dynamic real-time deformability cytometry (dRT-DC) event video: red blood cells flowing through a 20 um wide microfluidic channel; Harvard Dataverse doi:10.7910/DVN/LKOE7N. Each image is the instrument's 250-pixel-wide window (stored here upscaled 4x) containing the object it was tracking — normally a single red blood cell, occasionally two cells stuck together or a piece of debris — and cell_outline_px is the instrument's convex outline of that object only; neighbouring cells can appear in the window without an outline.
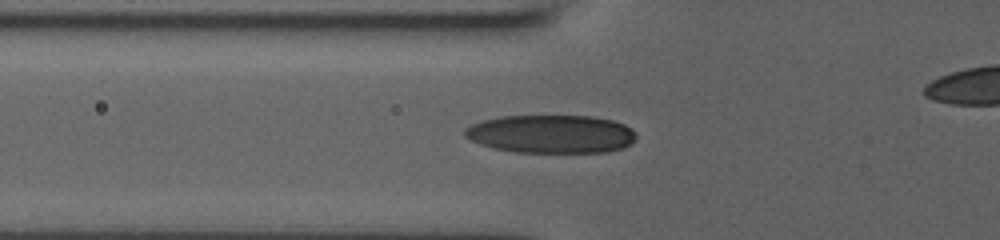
{"species": "human", "species_latin": "Homo sapiens", "temperature_condition": "room temperature", "stored_images_in_passage": 29, "camera_frame_rate_fps": 3000, "um_per_image_px": 0.085, "donor": {"sex": "male"}, "frame": {"image": 1, "passage_image": 2, "time_ms": 0.333, "image_size_px": [1000, 240], "cell_outline_px": [[636, 140], [632, 144], [608, 152], [516, 152], [492, 148], [480, 144], [464, 136], [464, 128], [472, 124], [484, 120], [500, 116], [592, 116], [612, 120], [624, 124], [632, 128], [636, 132]], "centroid_in_image_um": [46.87, 11.39], "position_along_channel_um": 78.9, "area_um2": 38.38}}
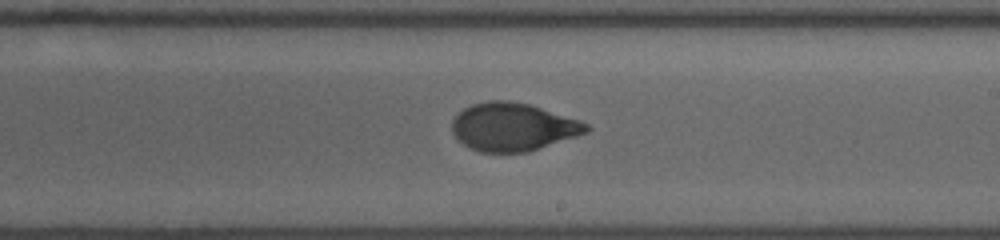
{"frame": {"image": 2, "passage_image": 14, "time_ms": 4.333, "image_size_px": [1000, 240], "cell_outline_px": [[592, 128], [588, 132], [528, 152], [480, 152], [464, 144], [452, 132], [452, 120], [464, 108], [472, 104], [488, 100], [508, 100], [528, 104], [580, 120], [588, 124]], "centroid_in_image_um": [43.61, 10.78], "position_along_channel_um": 245.4, "area_um2": 37.34}}
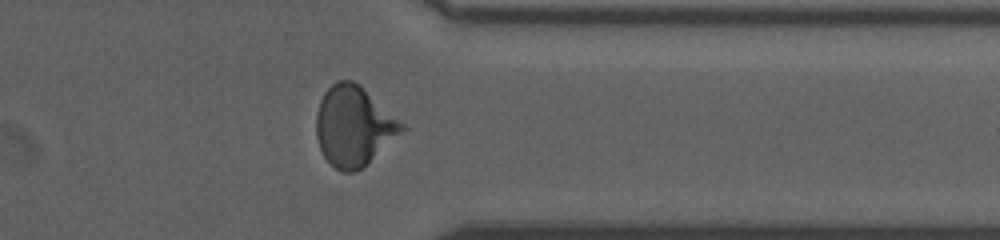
{"frame": {"image": 3, "passage_image": 24, "time_ms": 7.667, "image_size_px": [1000, 240], "cell_outline_px": [[408, 128], [356, 172], [340, 172], [324, 156], [320, 148], [316, 136], [316, 112], [320, 100], [324, 92], [336, 80], [352, 80], [404, 124]], "centroid_in_image_um": [30.04, 10.73], "position_along_channel_um": 381.4, "area_um2": 39.19}}